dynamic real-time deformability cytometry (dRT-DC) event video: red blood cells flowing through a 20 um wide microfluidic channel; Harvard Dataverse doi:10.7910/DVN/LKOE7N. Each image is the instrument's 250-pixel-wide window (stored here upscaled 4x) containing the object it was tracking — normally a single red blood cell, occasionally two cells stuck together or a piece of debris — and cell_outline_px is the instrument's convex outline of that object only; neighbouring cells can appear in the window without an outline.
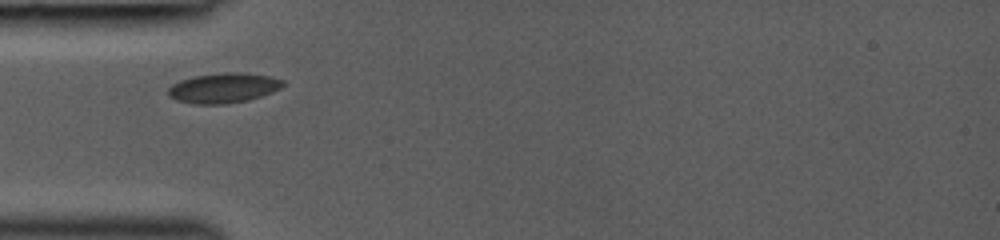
{"species": "common noctule bat (a hibernating species)", "species_latin": "Nyctalus noctula", "temperature_condition": "room temperature", "stored_images_in_passage": 8, "camera_frame_rate_fps": 3000, "um_per_image_px": 0.085, "animal": {"sex": "female", "body_mass_g": 19.0, "forearm_length_mm": 53.3}, "frame": {"image": 1, "passage_image": 1, "time_ms": 0.0, "image_size_px": [1000, 240], "cell_outline_px": [[284, 84], [280, 88], [272, 92], [248, 100], [224, 104], [192, 104], [176, 100], [168, 96], [168, 88], [172, 84], [180, 80], [192, 76], [224, 72], [240, 72], [268, 76], [284, 80]], "centroid_in_image_um": [18.96, 7.47], "position_along_channel_um": 66.0, "area_um2": 20.11}}
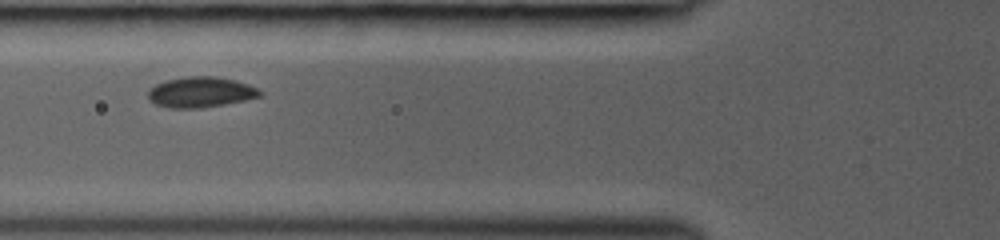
{"frame": {"image": 2, "passage_image": 7, "time_ms": 1.0, "image_size_px": [1000, 240], "cell_outline_px": [[264, 96], [224, 104], [200, 108], [172, 108], [156, 104], [148, 100], [148, 88], [164, 80], [188, 76], [216, 76], [236, 80], [248, 84], [264, 92]], "centroid_in_image_um": [17.06, 7.82], "position_along_channel_um": 108.7, "area_um2": 20.11}}